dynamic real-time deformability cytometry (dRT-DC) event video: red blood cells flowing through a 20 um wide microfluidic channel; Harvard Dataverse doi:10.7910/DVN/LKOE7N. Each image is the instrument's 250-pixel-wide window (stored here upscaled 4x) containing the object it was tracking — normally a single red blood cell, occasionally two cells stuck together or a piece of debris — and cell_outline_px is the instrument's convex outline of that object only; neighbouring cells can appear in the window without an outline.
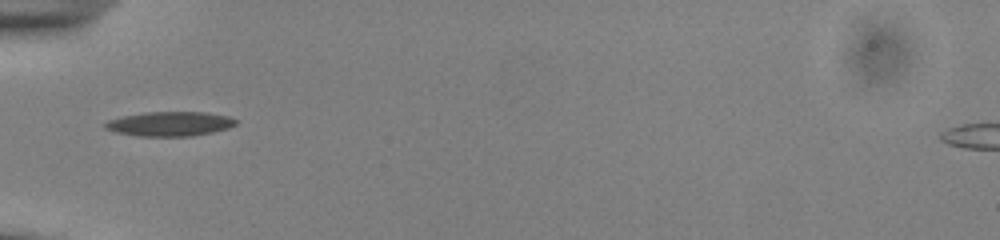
{"species": "common noctule bat (a hibernating species)", "species_latin": "Nyctalus noctula", "temperature_condition": "cold", "stored_images_in_passage": 36, "camera_frame_rate_fps": 3000, "um_per_image_px": 0.085, "animal": {"sex": "male", "body_mass_g": 13.0, "forearm_length_mm": 53.1}, "frame": {"image": 1, "passage_image": 1, "time_ms": 0.0, "image_size_px": [1000, 240], "cell_outline_px": [[236, 124], [228, 128], [212, 132], [192, 136], [136, 136], [116, 132], [104, 128], [104, 124], [108, 120], [124, 116], [144, 112], [208, 112], [228, 116], [236, 120]], "centroid_in_image_um": [14.43, 10.52], "position_along_channel_um": 70.6, "area_um2": 18.61}}
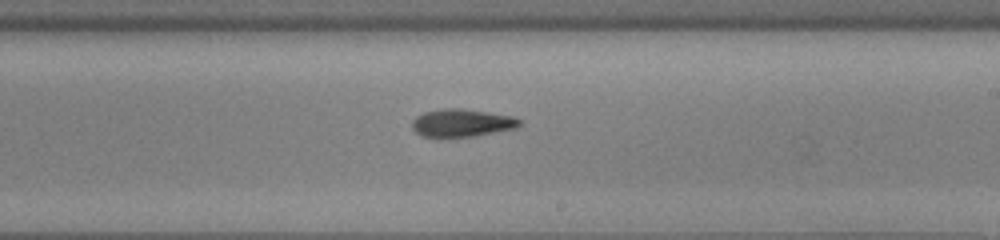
{"frame": {"image": 2, "passage_image": 15, "time_ms": 4.667, "image_size_px": [1000, 240], "cell_outline_px": [[524, 124], [516, 128], [476, 136], [440, 140], [420, 136], [412, 128], [412, 120], [416, 116], [424, 112], [444, 108], [460, 108], [488, 112], [512, 116], [520, 120]], "centroid_in_image_um": [39.21, 10.49], "position_along_channel_um": 249.8, "area_um2": 18.15}}
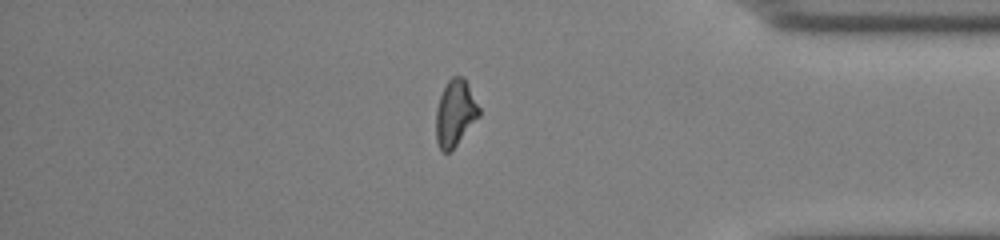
{"frame": {"image": 3, "passage_image": 28, "time_ms": 9.0, "image_size_px": [1000, 240], "cell_outline_px": [[480, 116], [456, 144], [448, 152], [444, 152], [440, 148], [436, 140], [436, 108], [440, 96], [448, 80], [452, 76], [464, 76], [480, 108]], "centroid_in_image_um": [38.69, 9.57], "position_along_channel_um": 396.5, "area_um2": 16.47}, "authors_computed_cell_mechanics": {"area_um2": 17.2244, "velocity_mm_per_s": 3.8796, "shape_relaxation_time_tau1_ms": 7.1255, "shape_relaxation_time_tau2_ms": null, "deformation_change_tau1": 0.1836, "deformation_change_tau2": null}}